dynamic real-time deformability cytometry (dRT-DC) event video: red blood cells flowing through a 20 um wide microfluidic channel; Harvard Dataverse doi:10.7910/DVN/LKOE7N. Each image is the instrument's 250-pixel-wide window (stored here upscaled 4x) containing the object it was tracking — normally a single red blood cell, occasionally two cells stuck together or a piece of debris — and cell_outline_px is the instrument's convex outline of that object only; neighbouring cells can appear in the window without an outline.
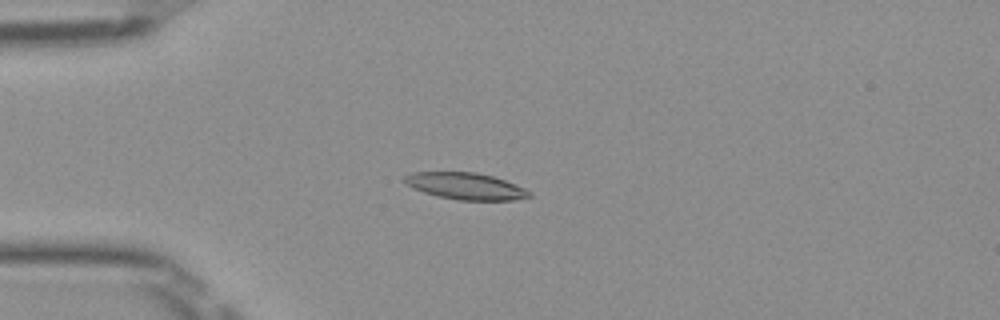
{"species": "Egyptian fruit bat (a non-hibernating species)", "species_latin": "Rousettus aegyptiacus", "temperature_condition": "room temperature", "stored_images_in_passage": 50, "camera_frame_rate_fps": 3000, "um_per_image_px": 0.085, "frame": {"image": 1, "passage_image": 12, "time_ms": 3.667, "image_size_px": [1000, 320], "cell_outline_px": [[532, 196], [512, 200], [456, 200], [424, 192], [412, 188], [404, 180], [404, 176], [412, 172], [476, 172], [492, 176], [504, 180], [524, 188], [532, 192]], "centroid_in_image_um": [39.59, 15.82], "position_along_channel_um": 45.4, "area_um2": 19.25}}
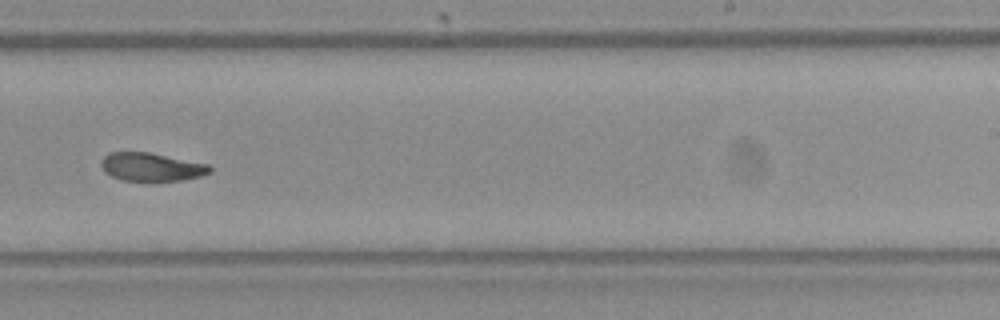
{"frame": {"image": 2, "passage_image": 31, "time_ms": 10.0, "image_size_px": [1000, 320], "cell_outline_px": [[212, 172], [200, 176], [180, 180], [152, 184], [120, 180], [104, 172], [100, 164], [100, 160], [108, 152], [148, 152], [208, 164], [212, 168]], "centroid_in_image_um": [12.83, 14.24], "position_along_channel_um": 276.2, "area_um2": 18.67}}
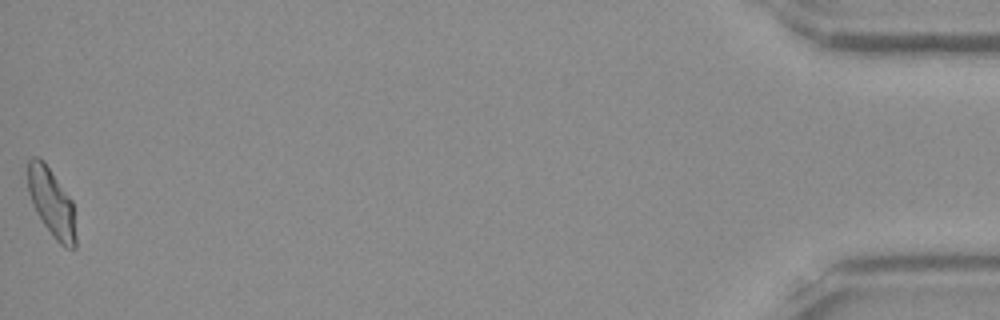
{"frame": {"image": 3, "passage_image": 50, "time_ms": 16.333, "image_size_px": [1000, 320], "cell_outline_px": [[76, 248], [64, 248], [52, 236], [36, 212], [32, 204], [28, 192], [28, 160], [32, 156], [40, 156], [44, 160], [72, 200], [76, 236]], "centroid_in_image_um": [4.38, 17.21], "position_along_channel_um": 430.8, "area_um2": 19.25}, "authors_computed_cell_mechanics": {"area_um2": 19.2185, "velocity_mm_per_s": 3.9526, "shape_relaxation_time_tau1_ms": 4.6422, "shape_relaxation_time_tau2_ms": 3.6467, "deformation_change_tau1": 0.1551, "deformation_change_tau2": 0.0807}}